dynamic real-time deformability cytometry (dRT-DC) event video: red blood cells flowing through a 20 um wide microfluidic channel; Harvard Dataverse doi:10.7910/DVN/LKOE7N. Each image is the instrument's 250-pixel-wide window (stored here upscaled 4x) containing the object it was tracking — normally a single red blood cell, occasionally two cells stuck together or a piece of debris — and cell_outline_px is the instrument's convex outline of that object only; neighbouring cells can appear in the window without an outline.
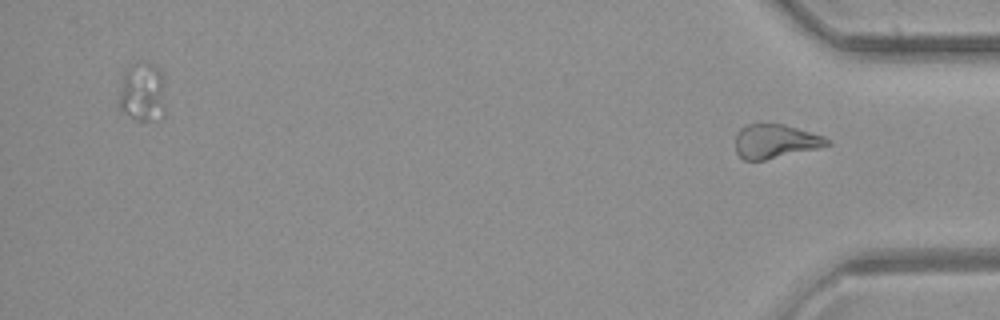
{"species": "common noctule bat (a hibernating species)", "species_latin": "Nyctalus noctula", "temperature_condition": "room temperature", "stored_images_in_passage": 38, "segment_of_instrument_passage": [2, 2], "camera_frame_rate_fps": 3000, "um_per_image_px": 0.085, "animal": {"sex": "female", "body_mass_g": 21.9}, "frame": {"image": 1, "passage_image": 38, "time_ms": 12.333, "image_size_px": [1000, 320], "cell_outline_px": [[832, 144], [816, 148], [764, 160], [744, 160], [736, 152], [736, 136], [740, 128], [748, 124], [784, 124], [824, 136], [832, 140]], "centroid_in_image_um": [65.91, 12.0], "position_along_channel_um": 369.3, "area_um2": 17.98}}